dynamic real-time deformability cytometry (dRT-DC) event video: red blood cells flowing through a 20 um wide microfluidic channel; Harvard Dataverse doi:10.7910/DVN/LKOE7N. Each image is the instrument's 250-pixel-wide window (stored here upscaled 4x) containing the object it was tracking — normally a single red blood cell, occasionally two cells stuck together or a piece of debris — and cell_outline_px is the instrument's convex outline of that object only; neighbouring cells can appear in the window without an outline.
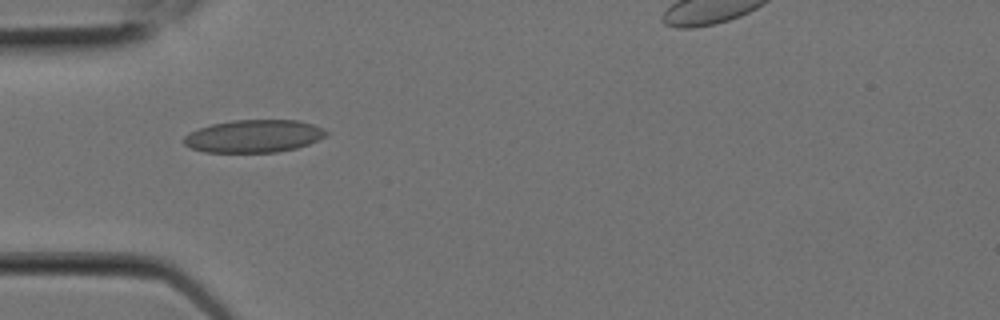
{"species": "Egyptian fruit bat (a non-hibernating species)", "species_latin": "Rousettus aegyptiacus", "temperature_condition": "room temperature", "stored_images_in_passage": 3, "camera_frame_rate_fps": 3000, "um_per_image_px": 0.085, "animal": {"sex": "female"}, "frame": {"image": 1, "passage_image": 2, "time_ms": 0.333, "image_size_px": [1000, 320], "cell_outline_px": [[328, 132], [324, 136], [308, 144], [296, 148], [276, 152], [204, 152], [192, 148], [184, 144], [184, 136], [200, 128], [212, 124], [232, 120], [296, 120], [312, 124]], "centroid_in_image_um": [21.55, 11.57], "position_along_channel_um": 63.4, "area_um2": 26.7}}
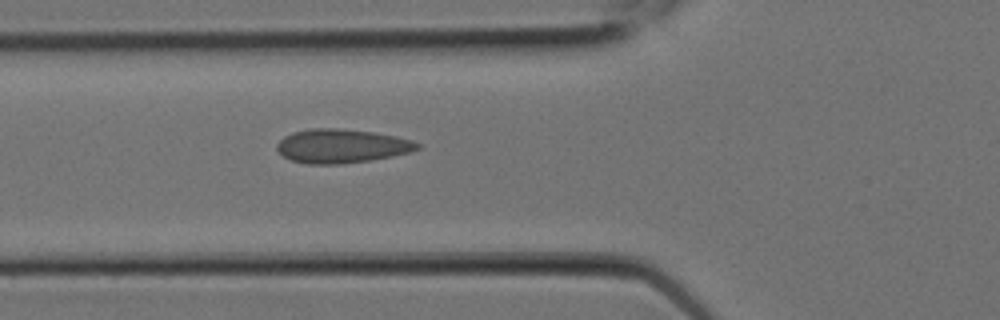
{"frame": {"image": 2, "passage_image": 3, "time_ms": 0.667, "image_size_px": [1000, 320], "cell_outline_px": [[420, 148], [408, 152], [392, 156], [372, 160], [340, 164], [308, 164], [292, 160], [284, 156], [276, 148], [276, 144], [284, 136], [292, 132], [312, 128], [336, 128], [376, 132], [396, 136], [412, 140], [420, 144]], "centroid_in_image_um": [29.04, 12.41], "position_along_channel_um": 96.8, "area_um2": 27.74}}